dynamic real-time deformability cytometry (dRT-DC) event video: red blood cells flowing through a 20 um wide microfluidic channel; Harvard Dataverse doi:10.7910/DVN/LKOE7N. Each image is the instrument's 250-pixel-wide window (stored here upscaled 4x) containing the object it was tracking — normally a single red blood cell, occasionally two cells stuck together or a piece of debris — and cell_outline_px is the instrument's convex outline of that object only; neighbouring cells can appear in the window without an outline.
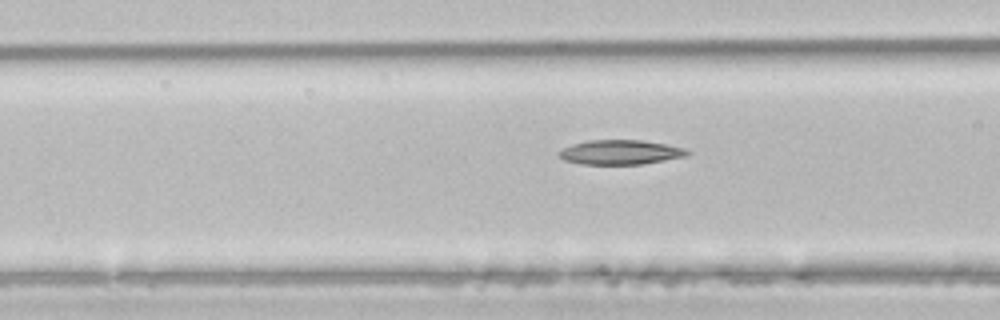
{"species": "common noctule bat (a hibernating species)", "species_latin": "Nyctalus noctula", "temperature_condition": "room temperature", "stored_images_in_passage": 4, "camera_frame_rate_fps": 3000, "um_per_image_px": 0.085, "animal": {"sex": "male", "body_mass_g": 21.5, "forearm_length_mm": 52.0}, "frame": {"image": 1, "passage_image": 4, "time_ms": 1.0, "image_size_px": [1000, 320], "cell_outline_px": [[692, 152], [688, 156], [644, 164], [580, 164], [564, 160], [556, 152], [572, 144], [588, 140], [640, 140], [688, 148]], "centroid_in_image_um": [52.78, 12.94], "position_along_channel_um": 113.8, "area_um2": 18.5}}